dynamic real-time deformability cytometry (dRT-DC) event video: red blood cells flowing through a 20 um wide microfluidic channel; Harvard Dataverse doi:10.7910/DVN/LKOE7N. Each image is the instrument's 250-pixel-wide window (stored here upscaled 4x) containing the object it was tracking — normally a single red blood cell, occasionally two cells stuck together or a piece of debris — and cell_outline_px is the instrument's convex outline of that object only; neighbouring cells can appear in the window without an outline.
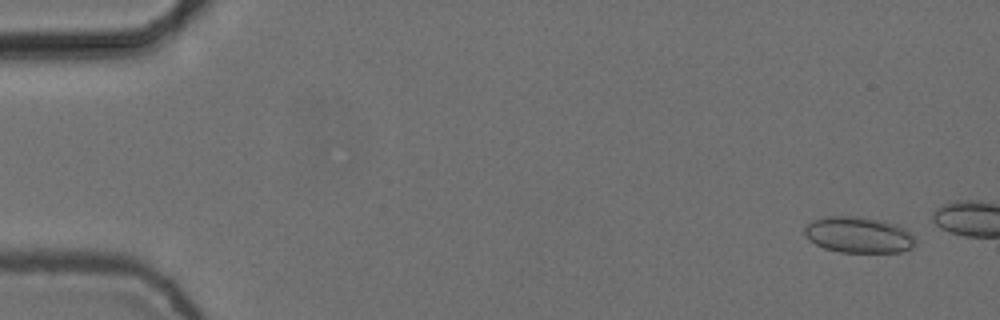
{"species": "common noctule bat (a hibernating species)", "species_latin": "Nyctalus noctula", "temperature_condition": "cold", "stored_images_in_passage": 4, "camera_frame_rate_fps": 3000, "um_per_image_px": 0.085, "animal": {"sex": "female", "body_mass_g": 24.6, "forearm_length_mm": 56.2}, "frame": {"image": 1, "passage_image": 1, "time_ms": 0.0, "image_size_px": [1000, 320], "cell_outline_px": [[916, 244], [912, 248], [900, 252], [840, 252], [824, 248], [808, 240], [804, 232], [804, 228], [812, 220], [824, 216], [852, 216], [880, 220], [896, 224], [904, 228], [912, 236]], "centroid_in_image_um": [72.95, 19.96], "position_along_channel_um": 12.1, "area_um2": 23.24}}